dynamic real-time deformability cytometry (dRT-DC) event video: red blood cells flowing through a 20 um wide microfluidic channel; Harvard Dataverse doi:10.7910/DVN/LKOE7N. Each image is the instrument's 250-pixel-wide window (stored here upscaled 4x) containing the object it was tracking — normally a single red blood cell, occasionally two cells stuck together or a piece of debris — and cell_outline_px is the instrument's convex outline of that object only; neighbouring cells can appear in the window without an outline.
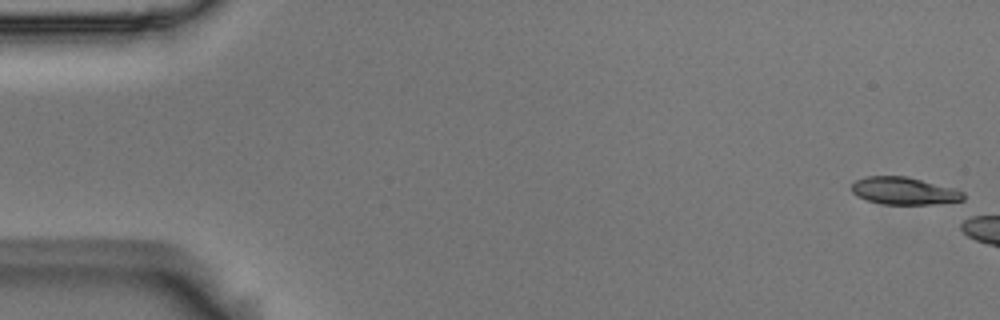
{"species": "Egyptian fruit bat (a non-hibernating species)", "species_latin": "Rousettus aegyptiacus", "temperature_condition": "room temperature", "stored_images_in_passage": 6, "camera_frame_rate_fps": 3000, "um_per_image_px": 0.085, "animal": {"sex": "male"}, "frame": {"image": 1, "passage_image": 1, "time_ms": 0.0, "image_size_px": [1000, 320], "cell_outline_px": [[964, 200], [932, 204], [880, 204], [868, 200], [852, 192], [852, 184], [856, 180], [868, 176], [908, 176], [956, 188], [964, 192]], "centroid_in_image_um": [76.89, 16.21], "position_along_channel_um": 8.1, "area_um2": 17.86}}